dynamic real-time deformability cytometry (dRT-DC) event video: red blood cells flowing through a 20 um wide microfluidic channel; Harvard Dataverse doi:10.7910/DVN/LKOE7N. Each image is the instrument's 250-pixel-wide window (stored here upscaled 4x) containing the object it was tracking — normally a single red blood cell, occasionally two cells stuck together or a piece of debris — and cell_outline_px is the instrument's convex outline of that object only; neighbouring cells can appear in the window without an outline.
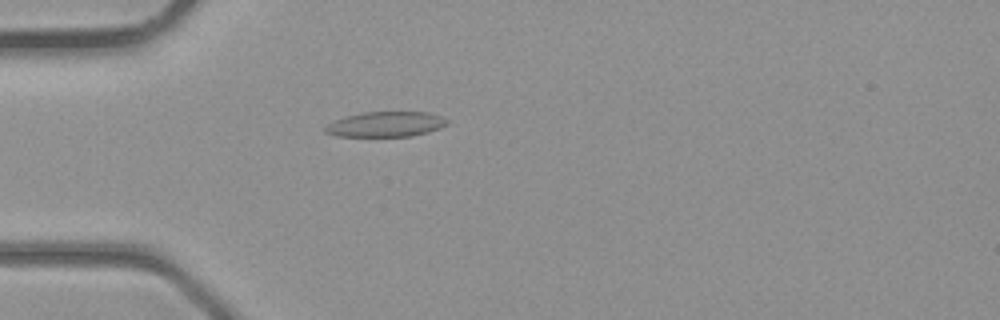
{"species": "common noctule bat (a hibernating species)", "species_latin": "Nyctalus noctula", "temperature_condition": "room temperature", "stored_images_in_passage": 30, "camera_frame_rate_fps": 3000, "um_per_image_px": 0.085, "animal": {"sex": "male", "body_mass_g": 23.1, "forearm_length_mm": 52.7}, "frame": {"image": 1, "passage_image": 2, "time_ms": 0.333, "image_size_px": [1000, 320], "cell_outline_px": [[448, 124], [440, 128], [428, 132], [412, 136], [336, 136], [324, 132], [324, 128], [328, 124], [336, 120], [360, 112], [428, 112], [440, 116], [448, 120]], "centroid_in_image_um": [32.8, 10.56], "position_along_channel_um": 52.2, "area_um2": 17.8}}
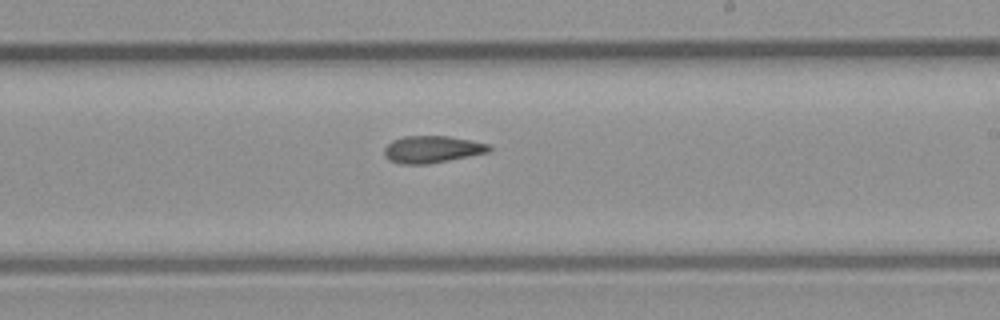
{"frame": {"image": 2, "passage_image": 14, "time_ms": 4.333, "image_size_px": [1000, 320], "cell_outline_px": [[492, 152], [428, 164], [400, 164], [388, 160], [384, 156], [384, 148], [392, 140], [404, 136], [448, 136], [488, 144], [492, 148]], "centroid_in_image_um": [36.72, 12.7], "position_along_channel_um": 252.3, "area_um2": 16.65}}
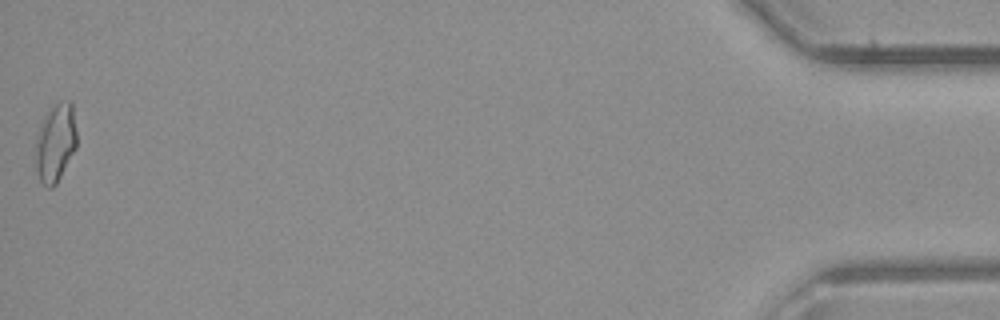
{"frame": {"image": 3, "passage_image": 30, "time_ms": 9.667, "image_size_px": [1000, 320], "cell_outline_px": [[76, 148], [56, 184], [52, 188], [48, 188], [40, 180], [36, 168], [36, 140], [44, 116], [56, 104], [68, 100], [72, 100], [76, 132]], "centroid_in_image_um": [4.73, 12.14], "position_along_channel_um": 430.5, "area_um2": 18.44}}